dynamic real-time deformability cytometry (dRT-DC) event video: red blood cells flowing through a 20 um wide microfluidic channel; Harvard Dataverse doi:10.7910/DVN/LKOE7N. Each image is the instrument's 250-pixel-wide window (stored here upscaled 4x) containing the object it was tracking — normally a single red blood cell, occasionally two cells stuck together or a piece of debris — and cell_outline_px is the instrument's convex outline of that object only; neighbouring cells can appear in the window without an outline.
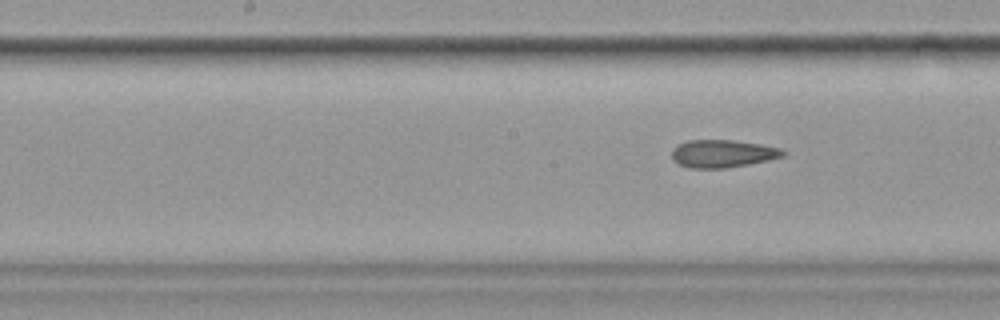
{"species": "common noctule bat (a hibernating species)", "species_latin": "Nyctalus noctula", "temperature_condition": "cold", "stored_images_in_passage": 10, "camera_frame_rate_fps": 3000, "um_per_image_px": 0.085, "animal": {"sex": "female", "body_mass_g": 19.9}, "frame": {"image": 1, "passage_image": 10, "time_ms": 11.333, "image_size_px": [1000, 320], "cell_outline_px": [[788, 152], [784, 156], [768, 160], [748, 164], [724, 168], [692, 168], [680, 164], [672, 160], [672, 148], [676, 144], [688, 140], [732, 140], [760, 144], [780, 148]], "centroid_in_image_um": [61.41, 13.05], "position_along_channel_um": 186.8, "area_um2": 17.98}}